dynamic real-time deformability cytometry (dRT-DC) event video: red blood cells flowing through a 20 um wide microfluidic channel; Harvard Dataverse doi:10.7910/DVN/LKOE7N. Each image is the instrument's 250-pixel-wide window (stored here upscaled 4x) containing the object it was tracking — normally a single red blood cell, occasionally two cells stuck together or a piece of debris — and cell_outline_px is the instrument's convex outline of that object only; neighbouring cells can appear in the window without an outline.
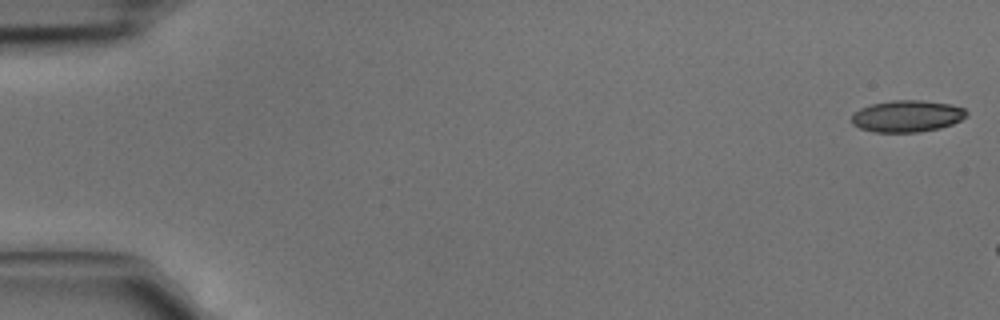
{"species": "common noctule bat (a hibernating species)", "species_latin": "Nyctalus noctula", "temperature_condition": "cold", "stored_images_in_passage": 3, "camera_frame_rate_fps": 3000, "um_per_image_px": 0.085, "animal": {"sex": "male", "body_mass_g": 15.6}, "frame": {"image": 1, "passage_image": 1, "time_ms": 0.0, "image_size_px": [1000, 320], "cell_outline_px": [[968, 116], [952, 124], [940, 128], [920, 132], [876, 132], [860, 128], [852, 124], [852, 116], [860, 108], [872, 104], [892, 100], [924, 100], [952, 104], [964, 108], [968, 112]], "centroid_in_image_um": [77.14, 9.86], "position_along_channel_um": 7.9, "area_um2": 21.33}}